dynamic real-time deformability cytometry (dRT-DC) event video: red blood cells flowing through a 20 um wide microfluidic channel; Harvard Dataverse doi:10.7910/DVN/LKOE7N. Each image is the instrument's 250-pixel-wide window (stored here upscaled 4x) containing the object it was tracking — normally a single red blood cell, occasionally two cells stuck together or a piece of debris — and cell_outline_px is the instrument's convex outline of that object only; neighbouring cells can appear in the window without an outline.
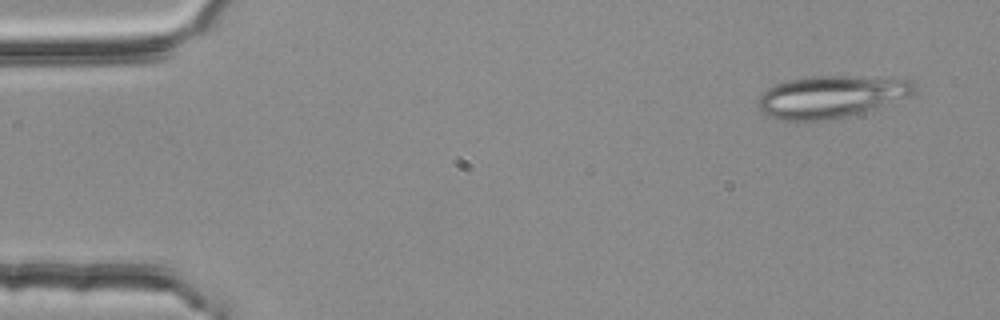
{"species": "common noctule bat (a hibernating species)", "species_latin": "Nyctalus noctula", "temperature_condition": "room temperature", "stored_images_in_passage": 52, "segment_of_instrument_passage": [1, 2], "camera_frame_rate_fps": 3000, "um_per_image_px": 0.085, "animal": {"sex": "female", "body_mass_g": 25.1}, "frame": {"image": 1, "passage_image": 2, "time_ms": 0.333, "image_size_px": [1000, 320], "cell_outline_px": [[916, 92], [908, 96], [848, 116], [828, 120], [776, 120], [768, 116], [760, 108], [760, 96], [768, 88], [776, 84], [788, 80], [812, 76], [904, 76], [912, 80], [916, 88]], "centroid_in_image_um": [70.72, 8.18], "position_along_channel_um": 14.3, "area_um2": 38.44}}